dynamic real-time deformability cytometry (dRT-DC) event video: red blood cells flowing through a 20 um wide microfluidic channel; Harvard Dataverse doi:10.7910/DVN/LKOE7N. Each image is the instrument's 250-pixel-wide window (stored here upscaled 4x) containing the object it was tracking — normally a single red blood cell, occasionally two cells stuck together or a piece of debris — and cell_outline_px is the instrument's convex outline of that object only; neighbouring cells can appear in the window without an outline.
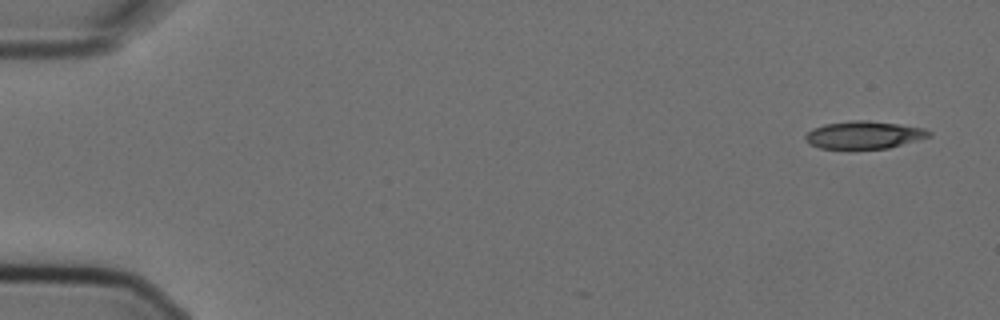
{"species": "Egyptian fruit bat (a non-hibernating species)", "species_latin": "Rousettus aegyptiacus", "temperature_condition": "cold", "stored_images_in_passage": 4, "camera_frame_rate_fps": 3000, "um_per_image_px": 0.085, "animal": {"sex": "female"}, "frame": {"image": 1, "passage_image": 1, "time_ms": 0.0, "image_size_px": [1000, 320], "cell_outline_px": [[932, 136], [888, 148], [848, 152], [820, 148], [808, 144], [804, 140], [804, 136], [812, 128], [824, 124], [852, 120], [864, 120], [896, 124], [924, 128], [932, 132]], "centroid_in_image_um": [73.36, 11.52], "position_along_channel_um": 11.6, "area_um2": 20.75}}
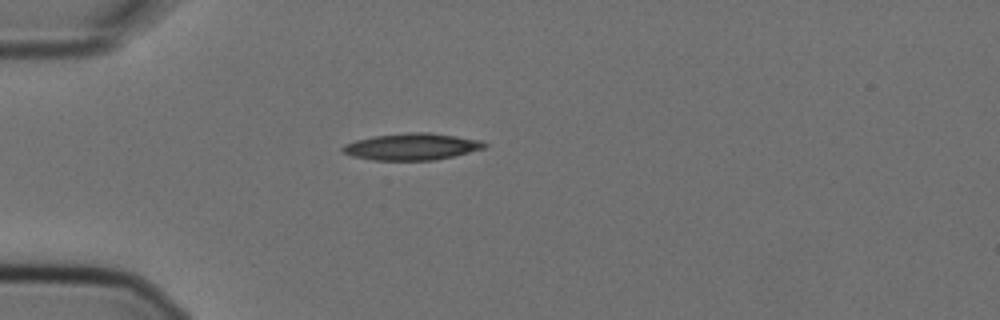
{"frame": {"image": 2, "passage_image": 4, "time_ms": 1.0, "image_size_px": [1000, 320], "cell_outline_px": [[488, 144], [484, 148], [452, 156], [432, 160], [372, 160], [352, 156], [344, 152], [340, 148], [344, 144], [356, 140], [372, 136], [408, 132], [428, 132], [484, 140]], "centroid_in_image_um": [34.99, 12.45], "position_along_channel_um": 50.0, "area_um2": 22.08}}